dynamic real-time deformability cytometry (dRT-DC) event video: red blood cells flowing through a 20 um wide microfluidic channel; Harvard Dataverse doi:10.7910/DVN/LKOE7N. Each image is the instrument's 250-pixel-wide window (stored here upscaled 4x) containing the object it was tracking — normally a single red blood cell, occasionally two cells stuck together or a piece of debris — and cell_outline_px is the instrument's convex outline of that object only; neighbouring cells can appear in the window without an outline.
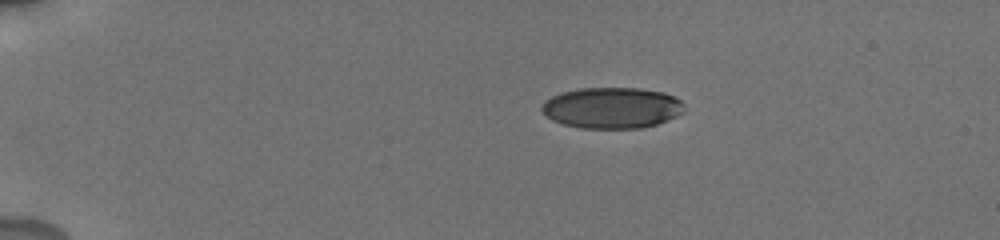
{"species": "human", "species_latin": "Homo sapiens", "temperature_condition": "cold", "stored_images_in_passage": 44, "camera_frame_rate_fps": 3000, "um_per_image_px": 0.085, "donor": {"sex": "male"}, "frame": {"image": 1, "passage_image": 1, "time_ms": 0.0, "image_size_px": [1000, 240], "cell_outline_px": [[684, 112], [676, 116], [656, 124], [640, 128], [580, 128], [564, 124], [552, 120], [540, 108], [544, 100], [560, 92], [580, 88], [640, 88], [664, 92], [680, 100], [684, 104]], "centroid_in_image_um": [52.0, 9.16], "position_along_channel_um": 33.0, "area_um2": 34.1}}
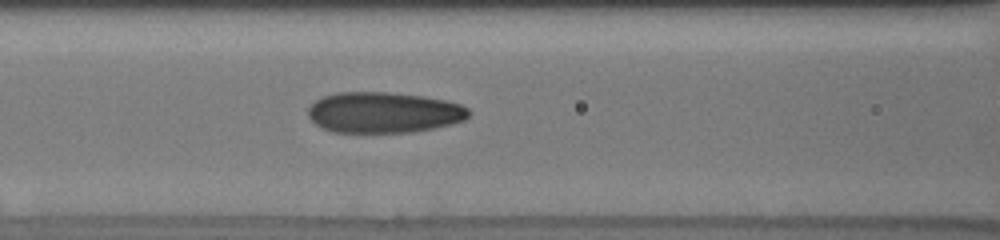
{"frame": {"image": 2, "passage_image": 15, "time_ms": 4.667, "image_size_px": [1000, 240], "cell_outline_px": [[472, 112], [464, 120], [452, 124], [436, 128], [412, 132], [332, 132], [320, 128], [308, 116], [308, 108], [316, 100], [324, 96], [336, 92], [388, 92], [424, 96], [448, 100], [460, 104], [468, 108]], "centroid_in_image_um": [32.64, 9.56], "position_along_channel_um": 134.0, "area_um2": 38.55}}
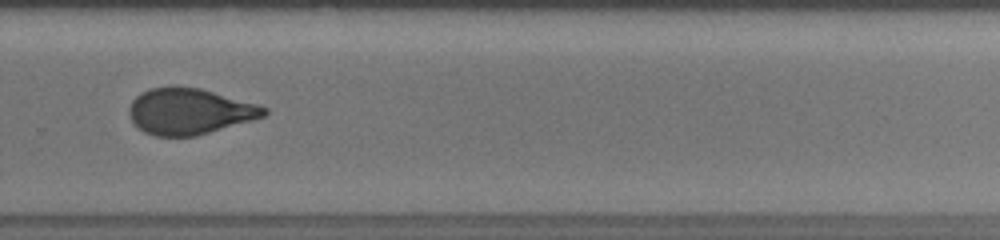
{"frame": {"image": 3, "passage_image": 29, "time_ms": 9.333, "image_size_px": [1000, 240], "cell_outline_px": [[268, 112], [264, 116], [252, 120], [196, 136], [156, 136], [144, 132], [132, 120], [128, 112], [128, 108], [132, 100], [140, 92], [152, 88], [172, 84], [200, 88], [260, 104], [268, 108]], "centroid_in_image_um": [16.11, 9.43], "position_along_channel_um": 313.7, "area_um2": 36.59}, "authors_computed_cell_mechanics": {"area_um2": 36.9053, "velocity_mm_per_s": 3.8655, "shape_relaxation_time_tau1_ms": 5.1202, "shape_relaxation_time_tau2_ms": 1.3454, "deformation_change_tau1": 0.1847, "deformation_change_tau2": 0.0828}}